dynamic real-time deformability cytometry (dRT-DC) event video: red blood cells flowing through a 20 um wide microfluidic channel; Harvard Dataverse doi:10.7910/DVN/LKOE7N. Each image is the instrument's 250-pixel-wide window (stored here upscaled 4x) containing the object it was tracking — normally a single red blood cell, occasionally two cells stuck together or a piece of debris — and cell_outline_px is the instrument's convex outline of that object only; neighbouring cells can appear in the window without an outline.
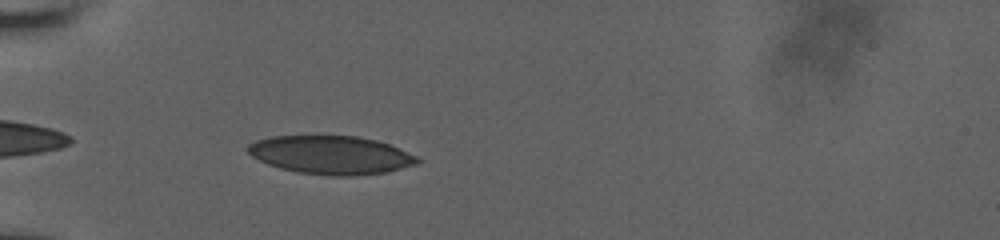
{"species": "human", "species_latin": "Homo sapiens", "temperature_condition": "room temperature", "stored_images_in_passage": 40, "camera_frame_rate_fps": 3000, "um_per_image_px": 0.085, "donor": {"sex": "male"}, "frame": {"image": 1, "passage_image": 3, "time_ms": 0.667, "image_size_px": [1000, 240], "cell_outline_px": [[420, 160], [416, 164], [384, 172], [352, 176], [332, 176], [296, 172], [280, 168], [268, 164], [252, 156], [248, 152], [248, 144], [256, 140], [272, 136], [316, 132], [356, 136], [376, 140], [388, 144], [416, 156]], "centroid_in_image_um": [28.05, 13.12], "position_along_channel_um": 56.9, "area_um2": 38.78}}
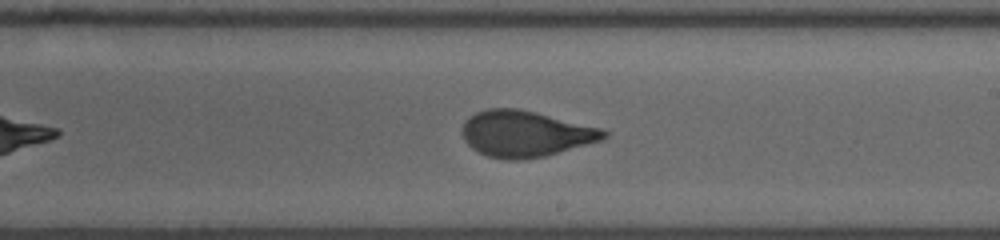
{"frame": {"image": 2, "passage_image": 19, "time_ms": 6.0, "image_size_px": [1000, 240], "cell_outline_px": [[608, 136], [600, 140], [544, 156], [520, 160], [508, 160], [488, 156], [472, 148], [464, 140], [460, 132], [464, 120], [468, 116], [476, 112], [488, 108], [520, 108], [604, 128], [608, 132]], "centroid_in_image_um": [44.63, 11.35], "position_along_channel_um": 244.4, "area_um2": 38.26}}
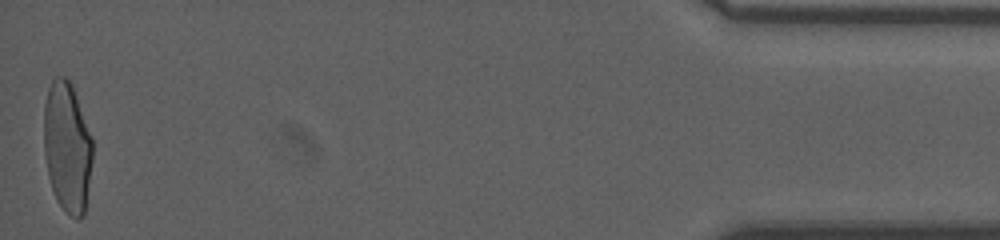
{"frame": {"image": 3, "passage_image": 40, "time_ms": 13.0, "image_size_px": [1000, 240], "cell_outline_px": [[92, 160], [84, 216], [76, 220], [64, 212], [56, 200], [48, 176], [44, 152], [44, 104], [48, 88], [52, 80], [56, 76], [64, 76], [72, 84], [92, 136]], "centroid_in_image_um": [5.71, 12.52], "position_along_channel_um": 429.5, "area_um2": 37.34}, "authors_computed_cell_mechanics": {"area_um2": 37.6278, "velocity_mm_per_s": 3.8215, "shape_relaxation_time_tau1_ms": 7.5616, "shape_relaxation_time_tau2_ms": null, "deformation_change_tau1": 0.2373, "deformation_change_tau2": null}}